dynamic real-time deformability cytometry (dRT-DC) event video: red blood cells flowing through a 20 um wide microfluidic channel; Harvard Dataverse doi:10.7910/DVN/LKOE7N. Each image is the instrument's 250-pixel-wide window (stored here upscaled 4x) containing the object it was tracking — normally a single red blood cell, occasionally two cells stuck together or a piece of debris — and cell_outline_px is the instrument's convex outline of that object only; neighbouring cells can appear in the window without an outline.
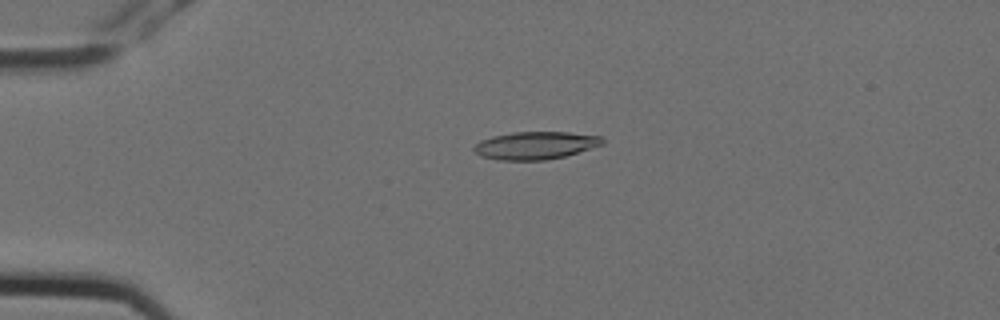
{"species": "Egyptian fruit bat (a non-hibernating species)", "species_latin": "Rousettus aegyptiacus", "temperature_condition": "cold", "stored_images_in_passage": 5, "camera_frame_rate_fps": 3000, "um_per_image_px": 0.085, "animal": {"sex": "female"}, "frame": {"image": 1, "passage_image": 4, "time_ms": 1.0, "image_size_px": [1000, 320], "cell_outline_px": [[604, 144], [564, 156], [544, 160], [500, 160], [480, 156], [472, 148], [480, 140], [492, 136], [512, 132], [568, 132], [604, 136]], "centroid_in_image_um": [45.52, 12.35], "position_along_channel_um": 39.5, "area_um2": 20.75}}